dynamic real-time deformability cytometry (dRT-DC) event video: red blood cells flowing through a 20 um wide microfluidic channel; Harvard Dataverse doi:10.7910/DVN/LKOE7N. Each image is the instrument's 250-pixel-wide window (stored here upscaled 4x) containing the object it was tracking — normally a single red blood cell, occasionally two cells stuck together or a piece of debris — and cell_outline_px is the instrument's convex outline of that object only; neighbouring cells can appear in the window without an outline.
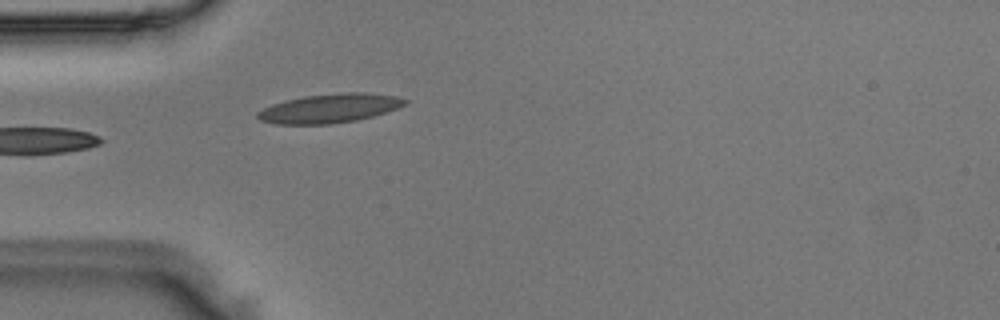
{"species": "Egyptian fruit bat (a non-hibernating species)", "species_latin": "Rousettus aegyptiacus", "temperature_condition": "room temperature", "stored_images_in_passage": 35, "camera_frame_rate_fps": 3000, "um_per_image_px": 0.085, "animal": {"sex": "male"}, "frame": {"image": 1, "passage_image": 1, "time_ms": 0.0, "image_size_px": [1000, 320], "cell_outline_px": [[408, 100], [404, 104], [396, 108], [372, 116], [356, 120], [332, 124], [276, 124], [260, 120], [256, 116], [256, 112], [272, 104], [284, 100], [304, 96], [344, 92], [364, 92], [396, 96]], "centroid_in_image_um": [27.97, 9.2], "position_along_channel_um": 57.0, "area_um2": 24.8}}